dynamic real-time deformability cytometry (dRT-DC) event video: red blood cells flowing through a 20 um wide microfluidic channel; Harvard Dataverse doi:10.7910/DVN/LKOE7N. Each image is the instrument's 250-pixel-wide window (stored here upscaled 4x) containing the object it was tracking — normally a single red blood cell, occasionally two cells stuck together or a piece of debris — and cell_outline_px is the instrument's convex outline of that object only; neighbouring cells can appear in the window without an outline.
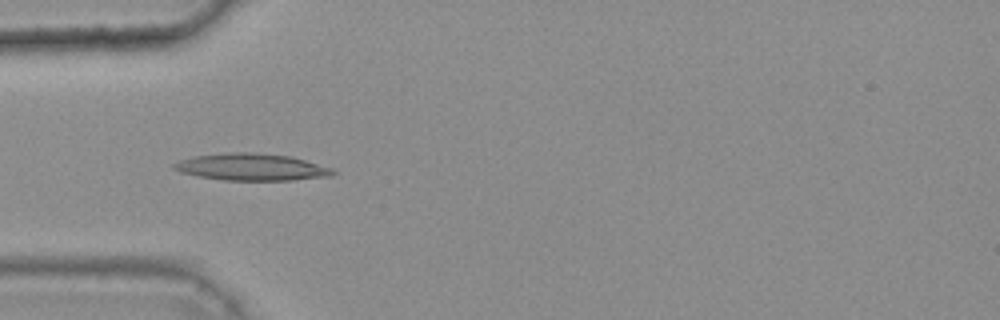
{"species": "common noctule bat (a hibernating species)", "species_latin": "Nyctalus noctula", "temperature_condition": "warm", "stored_images_in_passage": 29, "camera_frame_rate_fps": 3000, "um_per_image_px": 0.085, "animal": {"sex": "female", "body_mass_g": 25.1}, "frame": {"image": 1, "passage_image": 2, "time_ms": 0.333, "image_size_px": [1000, 320], "cell_outline_px": [[336, 172], [332, 176], [292, 180], [224, 180], [196, 176], [180, 172], [172, 168], [172, 164], [180, 160], [192, 156], [232, 152], [252, 152], [288, 156], [304, 160], [332, 168]], "centroid_in_image_um": [21.34, 14.2], "position_along_channel_um": 63.7, "area_um2": 24.91}}
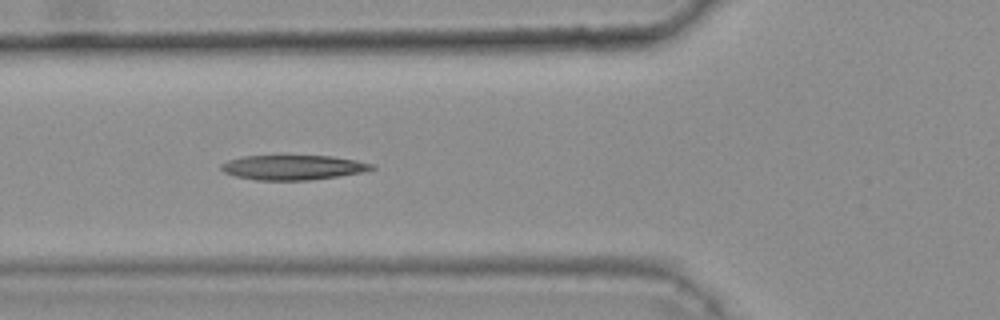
{"frame": {"image": 2, "passage_image": 5, "time_ms": 1.333, "image_size_px": [1000, 320], "cell_outline_px": [[376, 168], [360, 172], [336, 176], [308, 180], [256, 180], [236, 176], [224, 172], [220, 168], [220, 164], [228, 160], [244, 156], [284, 152], [332, 156], [356, 160], [376, 164]], "centroid_in_image_um": [24.87, 14.16], "position_along_channel_um": 100.9, "area_um2": 22.83}}
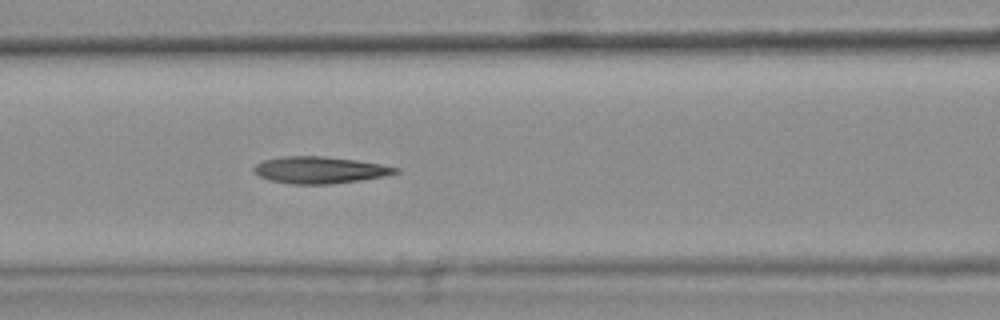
{"frame": {"image": 3, "passage_image": 8, "time_ms": 2.333, "image_size_px": [1000, 320], "cell_outline_px": [[400, 172], [384, 176], [360, 180], [328, 184], [292, 184], [268, 180], [252, 172], [252, 168], [256, 164], [264, 160], [284, 156], [320, 156], [356, 160], [380, 164], [400, 168]], "centroid_in_image_um": [27.15, 14.45], "position_along_channel_um": 139.4, "area_um2": 22.08}, "authors_computed_cell_mechanics": {"area_um2": 21.8484, "velocity_mm_per_s": 3.8203, "shape_relaxation_time_tau1_ms": null, "shape_relaxation_time_tau2_ms": 3.9006, "deformation_change_tau1": null, "deformation_change_tau2": 0.1475}}